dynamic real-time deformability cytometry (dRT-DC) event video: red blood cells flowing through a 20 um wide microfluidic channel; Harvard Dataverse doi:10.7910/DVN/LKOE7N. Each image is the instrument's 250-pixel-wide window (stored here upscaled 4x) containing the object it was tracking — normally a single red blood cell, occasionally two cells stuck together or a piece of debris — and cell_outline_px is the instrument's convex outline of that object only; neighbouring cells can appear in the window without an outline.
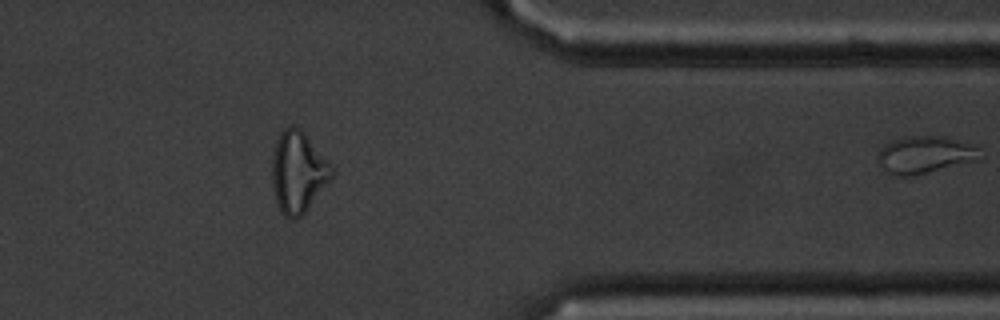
{"species": "common noctule bat (a hibernating species)", "species_latin": "Nyctalus noctula", "temperature_condition": "cold", "stored_images_in_passage": 46, "segment_of_instrument_passage": [2, 2], "camera_frame_rate_fps": 3000, "um_per_image_px": 0.085, "animal": {"sex": "male", "body_mass_g": 20.1, "forearm_length_mm": 53.5}, "frame": {"image": 1, "passage_image": 46, "time_ms": 15.0, "image_size_px": [1000, 320], "cell_outline_px": [[984, 160], [908, 176], [896, 176], [884, 172], [880, 168], [876, 160], [876, 156], [880, 148], [884, 144], [892, 140], [908, 136], [944, 136], [980, 148], [984, 156]], "centroid_in_image_um": [78.62, 13.17], "position_along_channel_um": 332.8, "area_um2": 22.77}}